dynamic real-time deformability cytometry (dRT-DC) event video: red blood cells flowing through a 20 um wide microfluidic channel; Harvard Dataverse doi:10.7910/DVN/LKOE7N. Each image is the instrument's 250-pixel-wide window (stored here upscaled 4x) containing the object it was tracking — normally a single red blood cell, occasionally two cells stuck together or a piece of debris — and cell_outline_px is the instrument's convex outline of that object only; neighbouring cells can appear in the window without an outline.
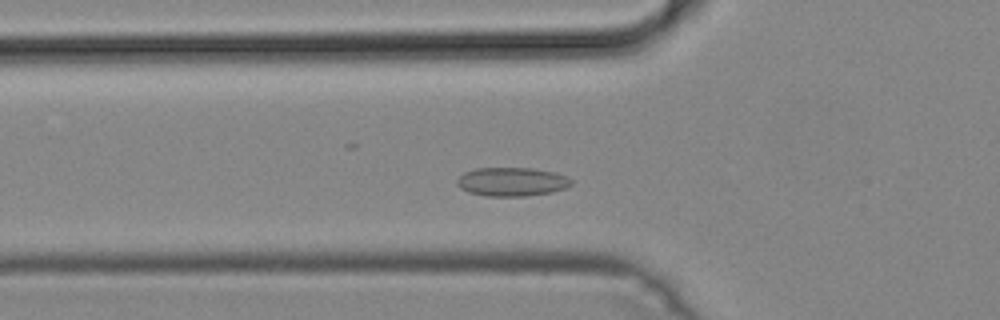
{"species": "common noctule bat (a hibernating species)", "species_latin": "Nyctalus noctula", "temperature_condition": "cold", "stored_images_in_passage": 43, "camera_frame_rate_fps": 3000, "um_per_image_px": 0.085, "animal": {"sex": "male", "body_mass_g": 19.2, "forearm_length_mm": 51.8}, "frame": {"image": 1, "passage_image": 10, "time_ms": 3.0, "image_size_px": [1000, 320], "cell_outline_px": [[572, 184], [564, 188], [552, 192], [524, 196], [484, 196], [468, 192], [460, 188], [456, 184], [456, 180], [464, 172], [476, 168], [532, 168], [552, 172], [568, 176], [572, 180]], "centroid_in_image_um": [43.48, 15.45], "position_along_channel_um": 82.3, "area_um2": 19.19}}
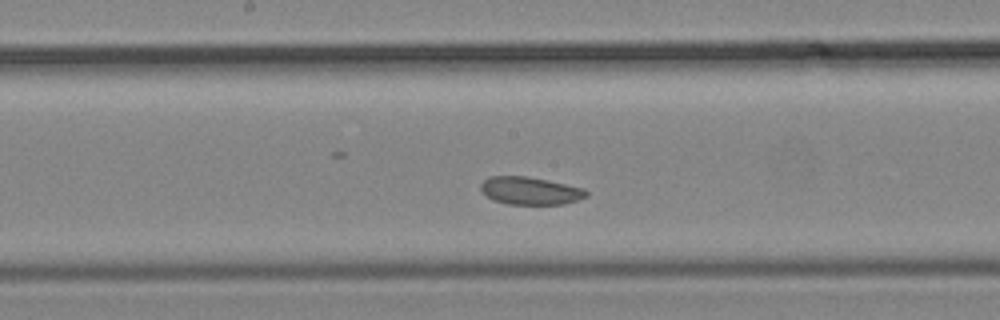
{"frame": {"image": 2, "passage_image": 19, "time_ms": 6.0, "image_size_px": [1000, 320], "cell_outline_px": [[588, 196], [564, 204], [508, 204], [496, 200], [488, 196], [480, 188], [480, 184], [488, 176], [524, 176], [584, 188], [588, 192]], "centroid_in_image_um": [45.07, 16.21], "position_along_channel_um": 203.1, "area_um2": 16.7}}
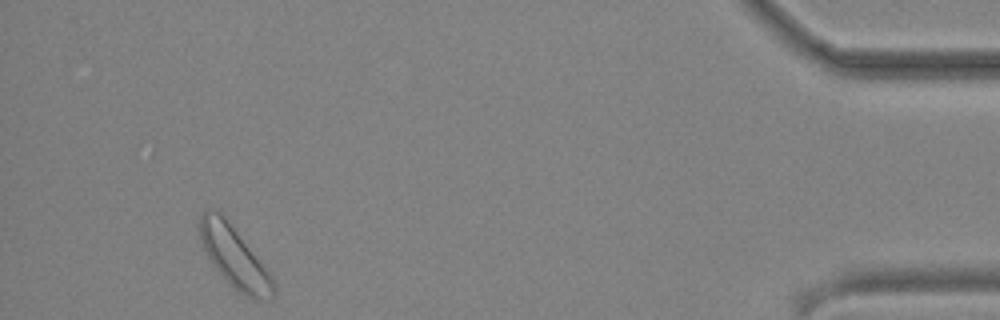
{"frame": {"image": 3, "passage_image": 40, "time_ms": 13.0, "image_size_px": [1000, 320], "cell_outline_px": [[276, 292], [272, 300], [252, 300], [240, 292], [212, 264], [200, 240], [196, 224], [200, 216], [208, 208], [212, 208], [220, 212], [224, 216], [268, 272], [276, 288]], "centroid_in_image_um": [19.89, 21.84], "position_along_channel_um": 415.3, "area_um2": 25.66}}